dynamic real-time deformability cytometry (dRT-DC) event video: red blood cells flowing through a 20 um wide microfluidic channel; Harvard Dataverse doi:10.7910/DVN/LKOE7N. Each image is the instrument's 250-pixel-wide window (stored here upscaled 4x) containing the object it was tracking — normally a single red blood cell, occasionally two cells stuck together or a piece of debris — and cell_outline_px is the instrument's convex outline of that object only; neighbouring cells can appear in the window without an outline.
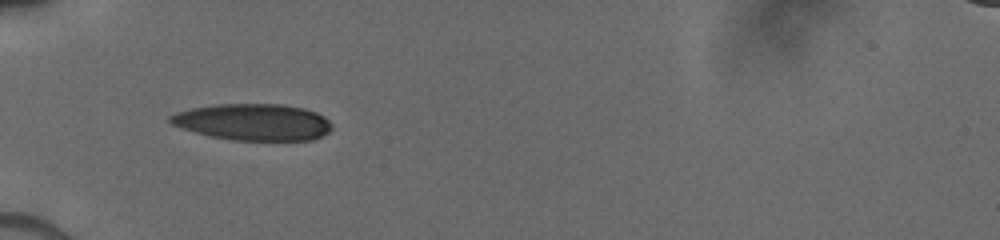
{"species": "human", "species_latin": "Homo sapiens", "temperature_condition": "cold", "stored_images_in_passage": 4, "camera_frame_rate_fps": 3000, "um_per_image_px": 0.085, "donor": {"sex": "male"}, "frame": {"image": 1, "passage_image": 2, "time_ms": 0.667, "image_size_px": [1000, 240], "cell_outline_px": [[332, 128], [328, 132], [312, 140], [232, 140], [212, 136], [196, 132], [172, 124], [168, 120], [168, 116], [176, 112], [192, 108], [216, 104], [280, 104], [304, 108], [316, 112], [324, 116], [332, 124]], "centroid_in_image_um": [21.53, 10.37], "position_along_channel_um": 63.5, "area_um2": 34.33}}
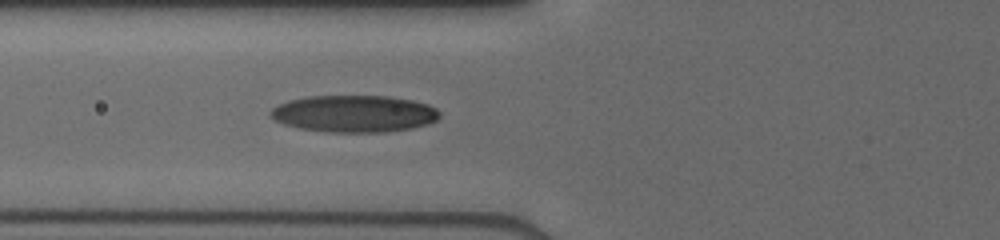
{"frame": {"image": 2, "passage_image": 4, "time_ms": 1.667, "image_size_px": [1000, 240], "cell_outline_px": [[440, 116], [436, 120], [428, 124], [412, 128], [384, 132], [328, 132], [300, 128], [284, 124], [268, 116], [268, 112], [272, 108], [288, 100], [308, 96], [388, 96], [412, 100], [428, 104], [436, 108], [440, 112]], "centroid_in_image_um": [30.1, 9.66], "position_along_channel_um": 95.7, "area_um2": 36.53}}